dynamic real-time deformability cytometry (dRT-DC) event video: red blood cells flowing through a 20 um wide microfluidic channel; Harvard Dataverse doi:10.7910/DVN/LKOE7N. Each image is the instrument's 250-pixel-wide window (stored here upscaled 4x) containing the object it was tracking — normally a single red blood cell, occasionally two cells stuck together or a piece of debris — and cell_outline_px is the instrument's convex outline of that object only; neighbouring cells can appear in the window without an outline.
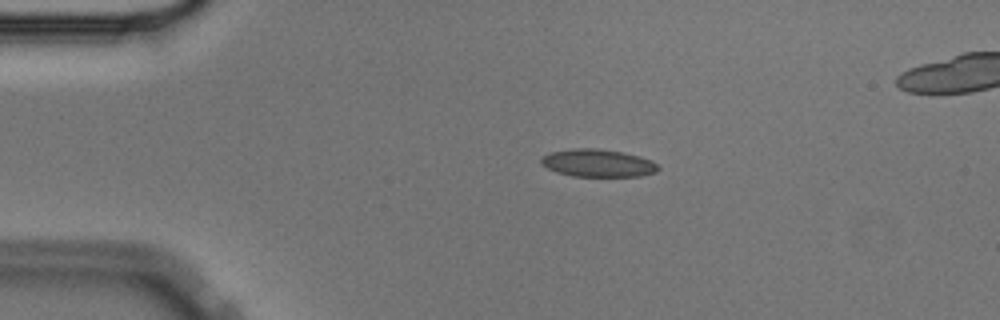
{"species": "Egyptian fruit bat (a non-hibernating species)", "species_latin": "Rousettus aegyptiacus", "temperature_condition": "cold", "stored_images_in_passage": 46, "camera_frame_rate_fps": 3000, "um_per_image_px": 0.085, "animal": {"sex": "male"}, "frame": {"image": 1, "passage_image": 2, "time_ms": 0.333, "image_size_px": [1000, 320], "cell_outline_px": [[660, 168], [656, 172], [640, 176], [572, 176], [556, 172], [540, 164], [540, 160], [544, 156], [552, 152], [572, 148], [596, 148], [620, 152], [640, 156], [652, 160]], "centroid_in_image_um": [50.82, 13.86], "position_along_channel_um": 34.2, "area_um2": 18.79}}
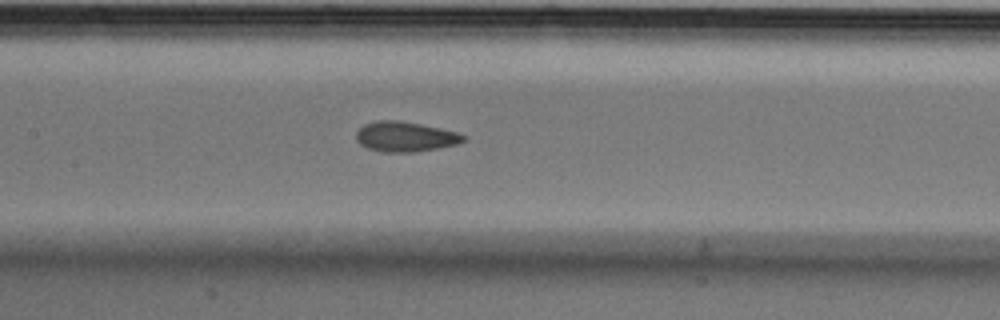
{"frame": {"image": 2, "passage_image": 17, "time_ms": 5.333, "image_size_px": [1000, 320], "cell_outline_px": [[468, 140], [456, 144], [440, 148], [412, 152], [380, 152], [368, 148], [360, 144], [356, 140], [356, 132], [364, 124], [380, 120], [400, 120], [440, 128], [456, 132], [464, 136]], "centroid_in_image_um": [34.43, 11.62], "position_along_channel_um": 173.0, "area_um2": 18.79}}
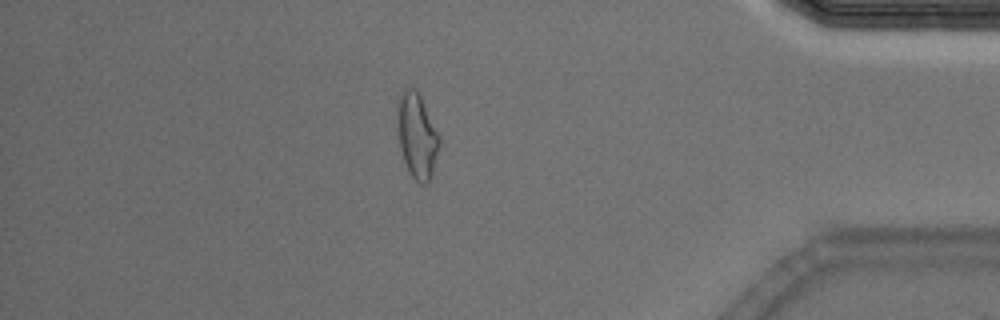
{"frame": {"image": 3, "passage_image": 39, "time_ms": 12.667, "image_size_px": [1000, 320], "cell_outline_px": [[440, 144], [432, 176], [424, 184], [420, 184], [412, 176], [404, 160], [400, 148], [396, 124], [396, 100], [408, 88], [416, 88], [440, 136]], "centroid_in_image_um": [35.43, 11.52], "position_along_channel_um": 399.8, "area_um2": 20.81}, "authors_computed_cell_mechanics": {"area_um2": 18.9295, "velocity_mm_per_s": 3.5691, "shape_relaxation_time_tau1_ms": null, "shape_relaxation_time_tau2_ms": 1.9913, "deformation_change_tau1": null, "deformation_change_tau2": 0.084}}